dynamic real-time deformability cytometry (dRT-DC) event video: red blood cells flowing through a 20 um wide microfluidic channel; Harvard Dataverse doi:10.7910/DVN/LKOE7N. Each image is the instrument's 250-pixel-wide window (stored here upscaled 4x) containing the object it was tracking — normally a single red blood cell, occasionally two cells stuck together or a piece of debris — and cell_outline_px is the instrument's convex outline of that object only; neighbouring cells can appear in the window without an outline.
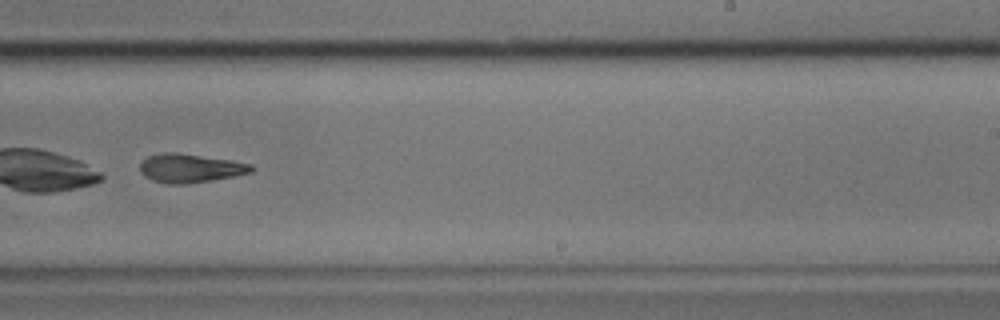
{"species": "common noctule bat (a hibernating species)", "species_latin": "Nyctalus noctula", "temperature_condition": "cold", "stored_images_in_passage": 8, "camera_frame_rate_fps": 3000, "um_per_image_px": 0.085, "animal": {"sex": "male", "body_mass_g": 17.9}, "frame": {"image": 1, "passage_image": 8, "time_ms": 2.333, "image_size_px": [1000, 320], "cell_outline_px": [[256, 168], [252, 172], [212, 180], [188, 184], [168, 184], [152, 180], [144, 176], [140, 172], [140, 164], [148, 156], [164, 152], [176, 152], [228, 160], [252, 164]], "centroid_in_image_um": [16.15, 14.3], "position_along_channel_um": 272.8, "area_um2": 18.55}}